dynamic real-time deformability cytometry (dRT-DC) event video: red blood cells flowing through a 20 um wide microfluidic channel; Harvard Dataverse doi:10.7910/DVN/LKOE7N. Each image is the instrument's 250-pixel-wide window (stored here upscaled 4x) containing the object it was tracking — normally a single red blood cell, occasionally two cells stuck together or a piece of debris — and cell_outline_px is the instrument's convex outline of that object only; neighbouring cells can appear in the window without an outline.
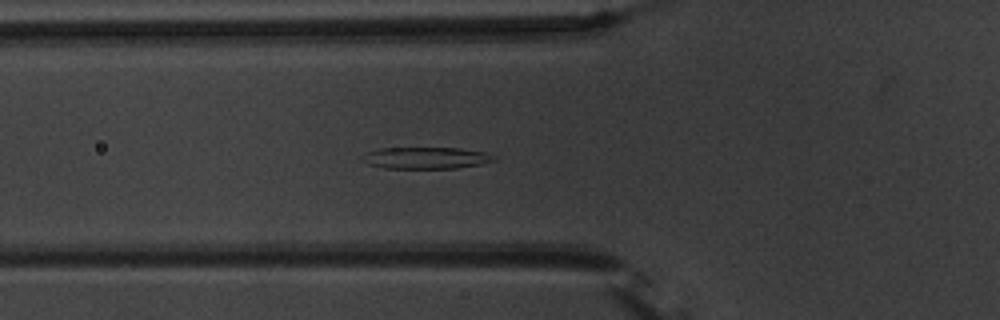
{"species": "common noctule bat (a hibernating species)", "species_latin": "Nyctalus noctula", "temperature_condition": "warm", "stored_images_in_passage": 36, "camera_frame_rate_fps": 3000, "um_per_image_px": 0.085, "animal": {"sex": "male", "body_mass_g": 20.1, "forearm_length_mm": 53.5}, "frame": {"image": 1, "passage_image": 2, "time_ms": 0.333, "image_size_px": [1000, 320], "cell_outline_px": [[496, 160], [480, 164], [456, 168], [384, 168], [368, 164], [368, 152], [380, 148], [460, 148], [488, 152], [496, 156]], "centroid_in_image_um": [36.36, 13.42], "position_along_channel_um": 89.4, "area_um2": 16.3}}
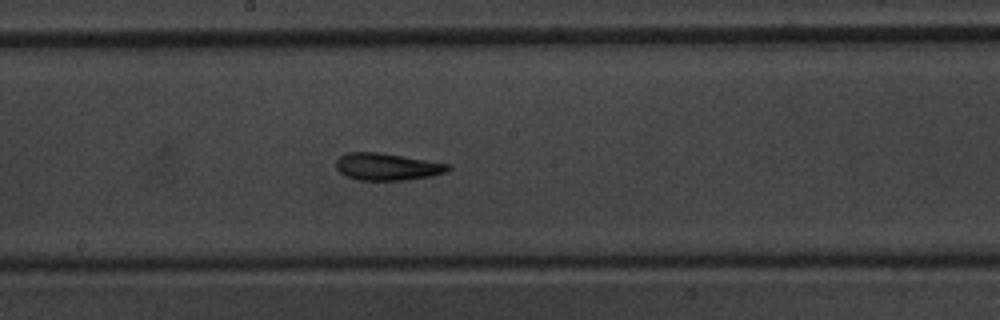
{"frame": {"image": 2, "passage_image": 12, "time_ms": 3.667, "image_size_px": [1000, 320], "cell_outline_px": [[452, 168], [448, 172], [432, 176], [408, 180], [360, 180], [348, 176], [340, 172], [336, 168], [336, 160], [340, 156], [348, 152], [380, 152], [452, 164]], "centroid_in_image_um": [32.97, 14.16], "position_along_channel_um": 215.2, "area_um2": 17.92}}
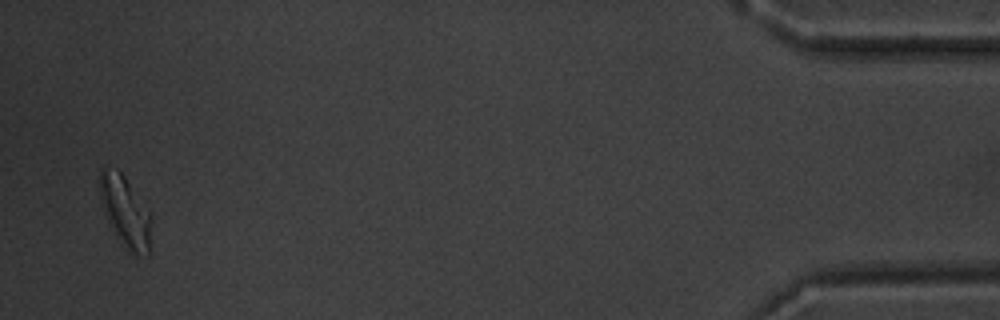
{"frame": {"image": 3, "passage_image": 35, "time_ms": 11.333, "image_size_px": [1000, 320], "cell_outline_px": [[152, 220], [148, 256], [132, 256], [124, 248], [112, 232], [104, 212], [100, 196], [100, 168], [116, 168], [124, 176], [152, 212]], "centroid_in_image_um": [10.68, 18.05], "position_along_channel_um": 424.5, "area_um2": 21.96}}